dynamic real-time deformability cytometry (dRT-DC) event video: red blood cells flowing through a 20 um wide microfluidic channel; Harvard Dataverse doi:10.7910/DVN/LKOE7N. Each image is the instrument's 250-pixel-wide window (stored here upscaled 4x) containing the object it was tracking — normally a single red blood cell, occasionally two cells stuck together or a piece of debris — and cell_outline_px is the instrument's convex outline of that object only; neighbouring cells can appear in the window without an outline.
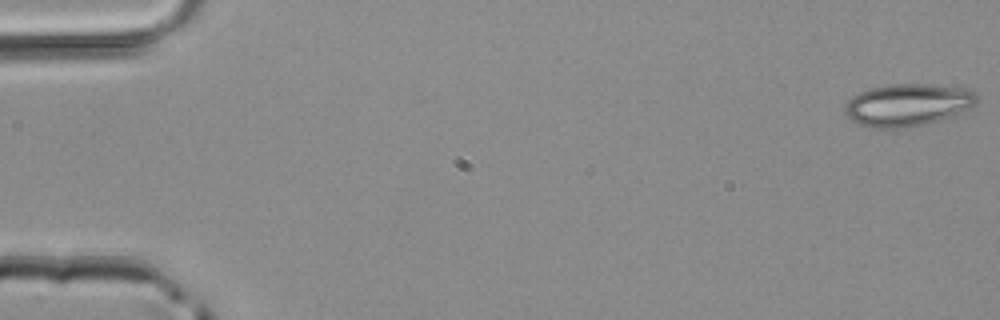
{"species": "common noctule bat (a hibernating species)", "species_latin": "Nyctalus noctula", "temperature_condition": "room temperature", "stored_images_in_passage": 5, "camera_frame_rate_fps": 3000, "um_per_image_px": 0.085, "animal": {"sex": "male", "body_mass_g": 20.4}, "frame": {"image": 1, "passage_image": 1, "time_ms": 0.0, "image_size_px": [1000, 320], "cell_outline_px": [[976, 104], [952, 116], [924, 124], [904, 128], [868, 128], [852, 120], [844, 112], [844, 108], [848, 100], [852, 96], [860, 92], [872, 88], [892, 84], [928, 84], [968, 88], [976, 96]], "centroid_in_image_um": [77.12, 8.92], "position_along_channel_um": 7.9, "area_um2": 32.37}}